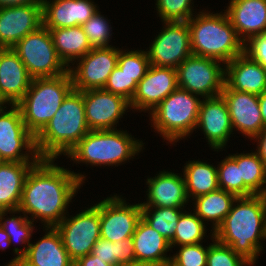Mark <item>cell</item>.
Instances as JSON below:
<instances>
[{"label":"cell","mask_w":266,"mask_h":266,"mask_svg":"<svg viewBox=\"0 0 266 266\" xmlns=\"http://www.w3.org/2000/svg\"><path fill=\"white\" fill-rule=\"evenodd\" d=\"M55 159H40L29 171L18 210L31 221L39 219L43 227H55L67 214L86 175L54 164ZM66 211V212H65Z\"/></svg>","instance_id":"1"},{"label":"cell","mask_w":266,"mask_h":266,"mask_svg":"<svg viewBox=\"0 0 266 266\" xmlns=\"http://www.w3.org/2000/svg\"><path fill=\"white\" fill-rule=\"evenodd\" d=\"M213 235L255 265L266 239V195L237 197Z\"/></svg>","instance_id":"2"},{"label":"cell","mask_w":266,"mask_h":266,"mask_svg":"<svg viewBox=\"0 0 266 266\" xmlns=\"http://www.w3.org/2000/svg\"><path fill=\"white\" fill-rule=\"evenodd\" d=\"M90 131L85 116L83 91L72 89L45 127L35 136L41 159L66 155Z\"/></svg>","instance_id":"3"},{"label":"cell","mask_w":266,"mask_h":266,"mask_svg":"<svg viewBox=\"0 0 266 266\" xmlns=\"http://www.w3.org/2000/svg\"><path fill=\"white\" fill-rule=\"evenodd\" d=\"M187 23L193 55L227 64L244 52V43L238 37L226 12L213 14L202 10Z\"/></svg>","instance_id":"4"},{"label":"cell","mask_w":266,"mask_h":266,"mask_svg":"<svg viewBox=\"0 0 266 266\" xmlns=\"http://www.w3.org/2000/svg\"><path fill=\"white\" fill-rule=\"evenodd\" d=\"M143 141L127 130H90L67 154L74 163L91 166H118L144 149Z\"/></svg>","instance_id":"5"},{"label":"cell","mask_w":266,"mask_h":266,"mask_svg":"<svg viewBox=\"0 0 266 266\" xmlns=\"http://www.w3.org/2000/svg\"><path fill=\"white\" fill-rule=\"evenodd\" d=\"M73 89L70 72L57 77L32 78L30 87L17 104L26 128L36 136L54 116Z\"/></svg>","instance_id":"6"},{"label":"cell","mask_w":266,"mask_h":266,"mask_svg":"<svg viewBox=\"0 0 266 266\" xmlns=\"http://www.w3.org/2000/svg\"><path fill=\"white\" fill-rule=\"evenodd\" d=\"M200 99L199 95L178 87L148 113L151 127L170 144L190 136L196 129Z\"/></svg>","instance_id":"7"},{"label":"cell","mask_w":266,"mask_h":266,"mask_svg":"<svg viewBox=\"0 0 266 266\" xmlns=\"http://www.w3.org/2000/svg\"><path fill=\"white\" fill-rule=\"evenodd\" d=\"M12 49L32 78L57 77L69 71L58 56L51 33L44 25L27 34Z\"/></svg>","instance_id":"8"},{"label":"cell","mask_w":266,"mask_h":266,"mask_svg":"<svg viewBox=\"0 0 266 266\" xmlns=\"http://www.w3.org/2000/svg\"><path fill=\"white\" fill-rule=\"evenodd\" d=\"M224 65L218 60L192 54L176 68L178 87L201 98L219 96L225 85Z\"/></svg>","instance_id":"9"},{"label":"cell","mask_w":266,"mask_h":266,"mask_svg":"<svg viewBox=\"0 0 266 266\" xmlns=\"http://www.w3.org/2000/svg\"><path fill=\"white\" fill-rule=\"evenodd\" d=\"M10 107L9 110L0 111L1 161L38 162L41 158L36 149L35 136L26 128L18 105Z\"/></svg>","instance_id":"10"},{"label":"cell","mask_w":266,"mask_h":266,"mask_svg":"<svg viewBox=\"0 0 266 266\" xmlns=\"http://www.w3.org/2000/svg\"><path fill=\"white\" fill-rule=\"evenodd\" d=\"M55 228L74 262L90 254L94 244L100 239V202L90 205L73 217L65 216Z\"/></svg>","instance_id":"11"},{"label":"cell","mask_w":266,"mask_h":266,"mask_svg":"<svg viewBox=\"0 0 266 266\" xmlns=\"http://www.w3.org/2000/svg\"><path fill=\"white\" fill-rule=\"evenodd\" d=\"M148 51L150 65L176 69L192 55L190 29L187 21H164Z\"/></svg>","instance_id":"12"},{"label":"cell","mask_w":266,"mask_h":266,"mask_svg":"<svg viewBox=\"0 0 266 266\" xmlns=\"http://www.w3.org/2000/svg\"><path fill=\"white\" fill-rule=\"evenodd\" d=\"M119 47L92 48L78 59L75 67H69L73 89L85 91L104 88L108 77L117 66ZM79 62V63H78Z\"/></svg>","instance_id":"13"},{"label":"cell","mask_w":266,"mask_h":266,"mask_svg":"<svg viewBox=\"0 0 266 266\" xmlns=\"http://www.w3.org/2000/svg\"><path fill=\"white\" fill-rule=\"evenodd\" d=\"M117 194L100 202V238L116 242L132 238L141 219V204H129Z\"/></svg>","instance_id":"14"},{"label":"cell","mask_w":266,"mask_h":266,"mask_svg":"<svg viewBox=\"0 0 266 266\" xmlns=\"http://www.w3.org/2000/svg\"><path fill=\"white\" fill-rule=\"evenodd\" d=\"M83 101L90 130L117 129L119 120L131 109L128 100L103 88L83 91Z\"/></svg>","instance_id":"15"},{"label":"cell","mask_w":266,"mask_h":266,"mask_svg":"<svg viewBox=\"0 0 266 266\" xmlns=\"http://www.w3.org/2000/svg\"><path fill=\"white\" fill-rule=\"evenodd\" d=\"M177 88L176 69L150 65L147 73L138 82L130 107L135 111L150 113Z\"/></svg>","instance_id":"16"},{"label":"cell","mask_w":266,"mask_h":266,"mask_svg":"<svg viewBox=\"0 0 266 266\" xmlns=\"http://www.w3.org/2000/svg\"><path fill=\"white\" fill-rule=\"evenodd\" d=\"M201 129L205 138L214 151H223L226 143L233 135L231 118L224 98L219 95L203 98L196 129Z\"/></svg>","instance_id":"17"},{"label":"cell","mask_w":266,"mask_h":266,"mask_svg":"<svg viewBox=\"0 0 266 266\" xmlns=\"http://www.w3.org/2000/svg\"><path fill=\"white\" fill-rule=\"evenodd\" d=\"M43 25V4L0 8V43L12 48Z\"/></svg>","instance_id":"18"},{"label":"cell","mask_w":266,"mask_h":266,"mask_svg":"<svg viewBox=\"0 0 266 266\" xmlns=\"http://www.w3.org/2000/svg\"><path fill=\"white\" fill-rule=\"evenodd\" d=\"M224 98L232 127L242 135L252 139L265 127L259 108V96L229 89L226 85L221 92Z\"/></svg>","instance_id":"19"},{"label":"cell","mask_w":266,"mask_h":266,"mask_svg":"<svg viewBox=\"0 0 266 266\" xmlns=\"http://www.w3.org/2000/svg\"><path fill=\"white\" fill-rule=\"evenodd\" d=\"M156 175L147 178V202L140 203L141 207L185 208L189 198L184 176L168 170Z\"/></svg>","instance_id":"20"},{"label":"cell","mask_w":266,"mask_h":266,"mask_svg":"<svg viewBox=\"0 0 266 266\" xmlns=\"http://www.w3.org/2000/svg\"><path fill=\"white\" fill-rule=\"evenodd\" d=\"M42 4L46 28L82 26L99 10L91 0H43Z\"/></svg>","instance_id":"21"},{"label":"cell","mask_w":266,"mask_h":266,"mask_svg":"<svg viewBox=\"0 0 266 266\" xmlns=\"http://www.w3.org/2000/svg\"><path fill=\"white\" fill-rule=\"evenodd\" d=\"M43 228L44 236L34 244H29L27 252L15 266H74V261L67 253L57 229Z\"/></svg>","instance_id":"22"},{"label":"cell","mask_w":266,"mask_h":266,"mask_svg":"<svg viewBox=\"0 0 266 266\" xmlns=\"http://www.w3.org/2000/svg\"><path fill=\"white\" fill-rule=\"evenodd\" d=\"M225 85L259 96L266 91V70L243 52L225 64Z\"/></svg>","instance_id":"23"},{"label":"cell","mask_w":266,"mask_h":266,"mask_svg":"<svg viewBox=\"0 0 266 266\" xmlns=\"http://www.w3.org/2000/svg\"><path fill=\"white\" fill-rule=\"evenodd\" d=\"M224 11L244 44L251 37L266 33V0H230Z\"/></svg>","instance_id":"24"},{"label":"cell","mask_w":266,"mask_h":266,"mask_svg":"<svg viewBox=\"0 0 266 266\" xmlns=\"http://www.w3.org/2000/svg\"><path fill=\"white\" fill-rule=\"evenodd\" d=\"M32 77L12 48L0 53V90L12 105H17L28 91Z\"/></svg>","instance_id":"25"},{"label":"cell","mask_w":266,"mask_h":266,"mask_svg":"<svg viewBox=\"0 0 266 266\" xmlns=\"http://www.w3.org/2000/svg\"><path fill=\"white\" fill-rule=\"evenodd\" d=\"M132 240L135 261L154 263L159 266H167L170 263L171 256L167 255L171 250L170 243L142 218L137 224Z\"/></svg>","instance_id":"26"},{"label":"cell","mask_w":266,"mask_h":266,"mask_svg":"<svg viewBox=\"0 0 266 266\" xmlns=\"http://www.w3.org/2000/svg\"><path fill=\"white\" fill-rule=\"evenodd\" d=\"M36 163H0V211L18 210L26 177Z\"/></svg>","instance_id":"27"},{"label":"cell","mask_w":266,"mask_h":266,"mask_svg":"<svg viewBox=\"0 0 266 266\" xmlns=\"http://www.w3.org/2000/svg\"><path fill=\"white\" fill-rule=\"evenodd\" d=\"M49 29L58 56L69 68L76 60L85 56L92 47L82 26Z\"/></svg>","instance_id":"28"},{"label":"cell","mask_w":266,"mask_h":266,"mask_svg":"<svg viewBox=\"0 0 266 266\" xmlns=\"http://www.w3.org/2000/svg\"><path fill=\"white\" fill-rule=\"evenodd\" d=\"M236 198L235 194L218 189L192 199L195 205L193 212L203 222L210 221L213 225L210 233H214L230 212Z\"/></svg>","instance_id":"29"},{"label":"cell","mask_w":266,"mask_h":266,"mask_svg":"<svg viewBox=\"0 0 266 266\" xmlns=\"http://www.w3.org/2000/svg\"><path fill=\"white\" fill-rule=\"evenodd\" d=\"M185 164L183 176L189 200L219 189L216 166L201 160Z\"/></svg>","instance_id":"30"},{"label":"cell","mask_w":266,"mask_h":266,"mask_svg":"<svg viewBox=\"0 0 266 266\" xmlns=\"http://www.w3.org/2000/svg\"><path fill=\"white\" fill-rule=\"evenodd\" d=\"M13 214L10 218L5 217L7 214ZM20 213L19 210H13V211H0V227L5 230L7 235L9 236V241L12 244L14 240L17 243L24 244V248H14L13 252L15 255V258H13L7 265L4 266H15L17 263L21 261V257L27 252V248L29 244L31 243L30 240L32 239V233L34 230V223L30 220V217L26 216L25 214L21 216H15V214ZM27 244V245H26Z\"/></svg>","instance_id":"31"},{"label":"cell","mask_w":266,"mask_h":266,"mask_svg":"<svg viewBox=\"0 0 266 266\" xmlns=\"http://www.w3.org/2000/svg\"><path fill=\"white\" fill-rule=\"evenodd\" d=\"M229 156L240 167L244 184L255 195H266V167L256 152L229 154Z\"/></svg>","instance_id":"32"},{"label":"cell","mask_w":266,"mask_h":266,"mask_svg":"<svg viewBox=\"0 0 266 266\" xmlns=\"http://www.w3.org/2000/svg\"><path fill=\"white\" fill-rule=\"evenodd\" d=\"M184 208L141 207V218L170 242ZM153 210V211H152Z\"/></svg>","instance_id":"33"},{"label":"cell","mask_w":266,"mask_h":266,"mask_svg":"<svg viewBox=\"0 0 266 266\" xmlns=\"http://www.w3.org/2000/svg\"><path fill=\"white\" fill-rule=\"evenodd\" d=\"M205 224L194 212L185 210L178 220L174 237L169 242L171 249L175 246L202 243L207 234Z\"/></svg>","instance_id":"34"},{"label":"cell","mask_w":266,"mask_h":266,"mask_svg":"<svg viewBox=\"0 0 266 266\" xmlns=\"http://www.w3.org/2000/svg\"><path fill=\"white\" fill-rule=\"evenodd\" d=\"M219 189L235 194L237 197H249L255 195L243 182L240 167L228 155L217 165Z\"/></svg>","instance_id":"35"},{"label":"cell","mask_w":266,"mask_h":266,"mask_svg":"<svg viewBox=\"0 0 266 266\" xmlns=\"http://www.w3.org/2000/svg\"><path fill=\"white\" fill-rule=\"evenodd\" d=\"M117 66L137 83L144 77L150 67L145 50H119Z\"/></svg>","instance_id":"36"},{"label":"cell","mask_w":266,"mask_h":266,"mask_svg":"<svg viewBox=\"0 0 266 266\" xmlns=\"http://www.w3.org/2000/svg\"><path fill=\"white\" fill-rule=\"evenodd\" d=\"M107 20L100 11H96L91 18H89L82 28L87 36L89 44L92 48H105L111 47L109 45L111 34V25L109 26Z\"/></svg>","instance_id":"37"},{"label":"cell","mask_w":266,"mask_h":266,"mask_svg":"<svg viewBox=\"0 0 266 266\" xmlns=\"http://www.w3.org/2000/svg\"><path fill=\"white\" fill-rule=\"evenodd\" d=\"M213 243L209 244L206 266H252L243 256L235 253L232 248L210 235Z\"/></svg>","instance_id":"38"},{"label":"cell","mask_w":266,"mask_h":266,"mask_svg":"<svg viewBox=\"0 0 266 266\" xmlns=\"http://www.w3.org/2000/svg\"><path fill=\"white\" fill-rule=\"evenodd\" d=\"M193 0H156V10L161 21H188L193 13Z\"/></svg>","instance_id":"39"},{"label":"cell","mask_w":266,"mask_h":266,"mask_svg":"<svg viewBox=\"0 0 266 266\" xmlns=\"http://www.w3.org/2000/svg\"><path fill=\"white\" fill-rule=\"evenodd\" d=\"M179 251L171 256L172 266H206L209 246L202 243L178 246Z\"/></svg>","instance_id":"40"},{"label":"cell","mask_w":266,"mask_h":266,"mask_svg":"<svg viewBox=\"0 0 266 266\" xmlns=\"http://www.w3.org/2000/svg\"><path fill=\"white\" fill-rule=\"evenodd\" d=\"M138 83L130 78L118 66L111 72L103 89L113 94L120 95L131 102Z\"/></svg>","instance_id":"41"},{"label":"cell","mask_w":266,"mask_h":266,"mask_svg":"<svg viewBox=\"0 0 266 266\" xmlns=\"http://www.w3.org/2000/svg\"><path fill=\"white\" fill-rule=\"evenodd\" d=\"M244 53L261 64L266 70V33L255 35L246 41Z\"/></svg>","instance_id":"42"},{"label":"cell","mask_w":266,"mask_h":266,"mask_svg":"<svg viewBox=\"0 0 266 266\" xmlns=\"http://www.w3.org/2000/svg\"><path fill=\"white\" fill-rule=\"evenodd\" d=\"M91 254L112 266H117V245L100 238L93 246Z\"/></svg>","instance_id":"43"},{"label":"cell","mask_w":266,"mask_h":266,"mask_svg":"<svg viewBox=\"0 0 266 266\" xmlns=\"http://www.w3.org/2000/svg\"><path fill=\"white\" fill-rule=\"evenodd\" d=\"M117 245V266L135 261L132 238L114 242Z\"/></svg>","instance_id":"44"},{"label":"cell","mask_w":266,"mask_h":266,"mask_svg":"<svg viewBox=\"0 0 266 266\" xmlns=\"http://www.w3.org/2000/svg\"><path fill=\"white\" fill-rule=\"evenodd\" d=\"M252 140L257 141L256 154L261 158L266 167V126Z\"/></svg>","instance_id":"45"},{"label":"cell","mask_w":266,"mask_h":266,"mask_svg":"<svg viewBox=\"0 0 266 266\" xmlns=\"http://www.w3.org/2000/svg\"><path fill=\"white\" fill-rule=\"evenodd\" d=\"M74 266H112L108 263L103 262L98 257L90 254L80 257L74 262Z\"/></svg>","instance_id":"46"},{"label":"cell","mask_w":266,"mask_h":266,"mask_svg":"<svg viewBox=\"0 0 266 266\" xmlns=\"http://www.w3.org/2000/svg\"><path fill=\"white\" fill-rule=\"evenodd\" d=\"M43 0H0V8L20 5L42 4Z\"/></svg>","instance_id":"47"},{"label":"cell","mask_w":266,"mask_h":266,"mask_svg":"<svg viewBox=\"0 0 266 266\" xmlns=\"http://www.w3.org/2000/svg\"><path fill=\"white\" fill-rule=\"evenodd\" d=\"M259 108L264 126H266V91L259 95Z\"/></svg>","instance_id":"48"},{"label":"cell","mask_w":266,"mask_h":266,"mask_svg":"<svg viewBox=\"0 0 266 266\" xmlns=\"http://www.w3.org/2000/svg\"><path fill=\"white\" fill-rule=\"evenodd\" d=\"M9 239L10 238L5 232V230L0 227V250H4L11 245Z\"/></svg>","instance_id":"49"},{"label":"cell","mask_w":266,"mask_h":266,"mask_svg":"<svg viewBox=\"0 0 266 266\" xmlns=\"http://www.w3.org/2000/svg\"><path fill=\"white\" fill-rule=\"evenodd\" d=\"M119 266H159V265L154 264V263H149V262L133 261L128 264H123Z\"/></svg>","instance_id":"50"},{"label":"cell","mask_w":266,"mask_h":266,"mask_svg":"<svg viewBox=\"0 0 266 266\" xmlns=\"http://www.w3.org/2000/svg\"><path fill=\"white\" fill-rule=\"evenodd\" d=\"M5 104L10 105V106L12 105L7 100V98L3 95L2 91L0 90V111L7 110V109H5L6 108V105Z\"/></svg>","instance_id":"51"},{"label":"cell","mask_w":266,"mask_h":266,"mask_svg":"<svg viewBox=\"0 0 266 266\" xmlns=\"http://www.w3.org/2000/svg\"><path fill=\"white\" fill-rule=\"evenodd\" d=\"M5 49V47L0 43V53Z\"/></svg>","instance_id":"52"}]
</instances>
